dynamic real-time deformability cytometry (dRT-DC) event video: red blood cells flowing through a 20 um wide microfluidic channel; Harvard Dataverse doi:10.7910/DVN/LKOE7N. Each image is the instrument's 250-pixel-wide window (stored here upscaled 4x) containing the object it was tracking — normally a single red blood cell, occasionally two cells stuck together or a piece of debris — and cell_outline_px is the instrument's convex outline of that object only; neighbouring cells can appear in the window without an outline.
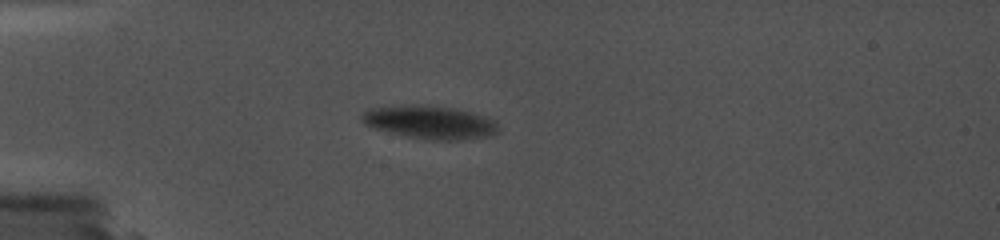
{"species": "common noctule bat (a hibernating species)", "species_latin": "Nyctalus noctula", "temperature_condition": "cold", "stored_images_in_passage": 29, "camera_frame_rate_fps": 5000, "um_per_image_px": 0.085, "animal": {"sex": "female", "body_mass_g": 19.0, "forearm_length_mm": 56.7}, "frame": {"image": 1, "passage_image": 1, "time_ms": 0.0, "image_size_px": [1000, 240], "cell_outline_px": [[496, 132], [488, 136], [460, 140], [432, 140], [404, 136], [376, 128], [364, 124], [360, 120], [360, 112], [372, 108], [392, 104], [428, 104], [456, 108], [472, 112], [496, 120]], "centroid_in_image_um": [36.47, 10.36], "position_along_channel_um": 48.5, "area_um2": 26.88}}
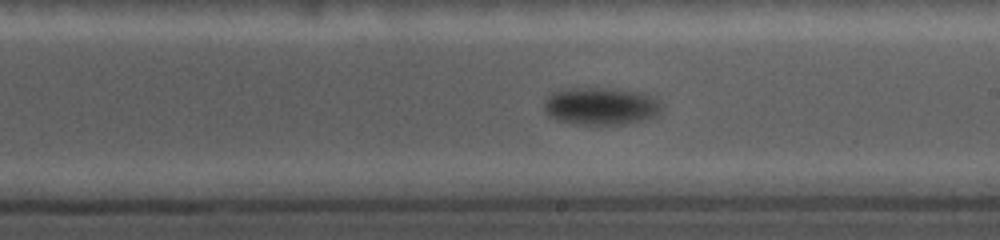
{"frame": {"image": 2, "passage_image": 18, "time_ms": 6.2, "image_size_px": [1000, 240], "cell_outline_px": [[664, 104], [660, 112], [656, 116], [624, 124], [576, 124], [556, 120], [548, 116], [544, 112], [544, 100], [552, 92], [568, 88], [604, 88], [640, 92], [652, 96]], "centroid_in_image_um": [51.05, 9.02], "position_along_channel_um": 238.0, "area_um2": 25.84}}
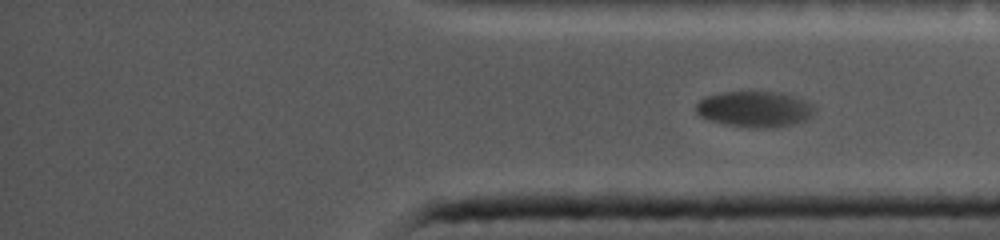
{"frame": {"image": 3, "passage_image": 29, "time_ms": 10.0, "image_size_px": [1000, 240], "cell_outline_px": [[816, 112], [812, 116], [804, 120], [776, 128], [752, 128], [724, 124], [700, 116], [696, 112], [696, 104], [704, 96], [720, 92], [780, 92], [808, 100], [816, 108]], "centroid_in_image_um": [64.17, 9.27], "position_along_channel_um": 371.0, "area_um2": 25.03}}